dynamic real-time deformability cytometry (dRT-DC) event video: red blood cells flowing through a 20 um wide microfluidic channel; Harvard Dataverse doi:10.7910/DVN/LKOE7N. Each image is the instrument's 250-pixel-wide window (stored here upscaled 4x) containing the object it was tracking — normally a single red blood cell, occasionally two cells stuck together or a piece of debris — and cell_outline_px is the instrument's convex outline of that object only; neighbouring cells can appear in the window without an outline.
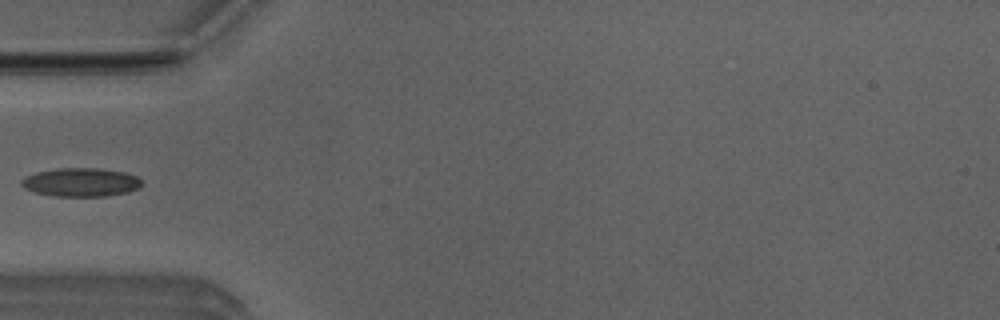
{"species": "Egyptian fruit bat (a non-hibernating species)", "species_latin": "Rousettus aegyptiacus", "temperature_condition": "room temperature", "stored_images_in_passage": 5, "camera_frame_rate_fps": 3000, "um_per_image_px": 0.085, "animal": {"sex": "male"}, "frame": {"image": 1, "passage_image": 4, "time_ms": 1.0, "image_size_px": [1000, 320], "cell_outline_px": [[144, 184], [140, 188], [128, 192], [108, 196], [52, 196], [36, 192], [24, 188], [20, 184], [20, 180], [36, 172], [60, 168], [100, 168], [124, 172], [136, 176]], "centroid_in_image_um": [6.91, 15.49], "position_along_channel_um": 78.1, "area_um2": 20.11}}